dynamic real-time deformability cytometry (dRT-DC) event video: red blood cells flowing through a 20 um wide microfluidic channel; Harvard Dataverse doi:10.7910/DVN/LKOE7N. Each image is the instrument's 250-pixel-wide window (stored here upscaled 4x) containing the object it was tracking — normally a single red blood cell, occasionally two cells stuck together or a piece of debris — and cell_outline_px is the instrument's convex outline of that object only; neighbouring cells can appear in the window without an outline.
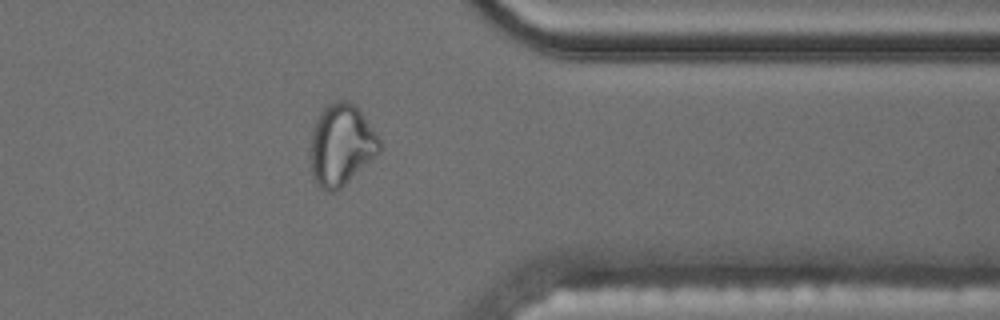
{"species": "common noctule bat (a hibernating species)", "species_latin": "Nyctalus noctula", "temperature_condition": "cold", "stored_images_in_passage": 41, "camera_frame_rate_fps": 3000, "um_per_image_px": 0.085, "animal": {"sex": "male", "body_mass_g": 17.5, "forearm_length_mm": 52.3}, "frame": {"image": 1, "passage_image": 30, "time_ms": 9.667, "image_size_px": [1000, 320], "cell_outline_px": [[380, 152], [376, 156], [340, 188], [332, 192], [328, 192], [320, 188], [316, 184], [312, 176], [308, 156], [308, 148], [312, 128], [320, 112], [332, 100], [344, 100], [356, 104], [380, 140]], "centroid_in_image_um": [28.94, 12.31], "position_along_channel_um": 382.5, "area_um2": 33.29}, "authors_computed_cell_mechanics": {"area_um2": 22.9466, "velocity_mm_per_s": 3.5134, "shape_relaxation_time_tau1_ms": null, "shape_relaxation_time_tau2_ms": 1.7347, "deformation_change_tau1": null, "deformation_change_tau2": 0.085}}